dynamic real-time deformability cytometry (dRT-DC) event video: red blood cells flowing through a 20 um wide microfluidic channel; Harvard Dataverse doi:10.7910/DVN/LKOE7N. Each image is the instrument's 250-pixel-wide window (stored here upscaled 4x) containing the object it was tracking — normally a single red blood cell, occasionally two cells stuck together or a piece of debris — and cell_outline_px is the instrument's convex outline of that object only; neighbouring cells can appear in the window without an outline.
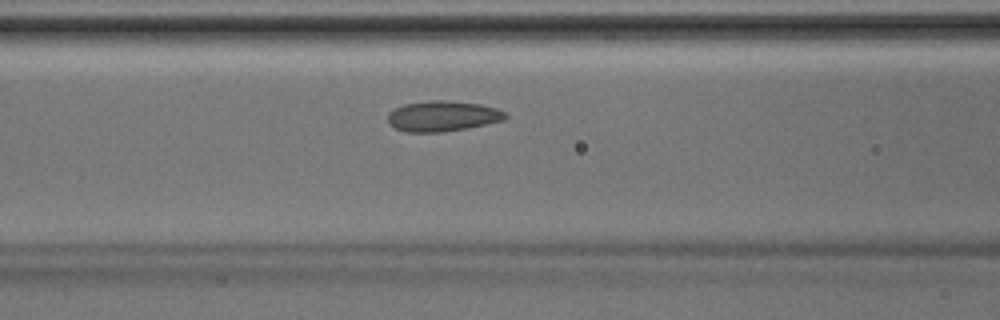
{"species": "Egyptian fruit bat (a non-hibernating species)", "species_latin": "Rousettus aegyptiacus", "temperature_condition": "room temperature", "stored_images_in_passage": 38, "camera_frame_rate_fps": 3000, "um_per_image_px": 0.085, "animal": {"sex": "male"}, "frame": {"image": 1, "passage_image": 12, "time_ms": 3.667, "image_size_px": [1000, 320], "cell_outline_px": [[508, 116], [504, 120], [464, 128], [440, 132], [404, 132], [388, 124], [388, 112], [404, 104], [428, 100], [448, 100], [480, 104], [496, 108], [504, 112]], "centroid_in_image_um": [37.58, 9.86], "position_along_channel_um": 129.0, "area_um2": 20.81}}